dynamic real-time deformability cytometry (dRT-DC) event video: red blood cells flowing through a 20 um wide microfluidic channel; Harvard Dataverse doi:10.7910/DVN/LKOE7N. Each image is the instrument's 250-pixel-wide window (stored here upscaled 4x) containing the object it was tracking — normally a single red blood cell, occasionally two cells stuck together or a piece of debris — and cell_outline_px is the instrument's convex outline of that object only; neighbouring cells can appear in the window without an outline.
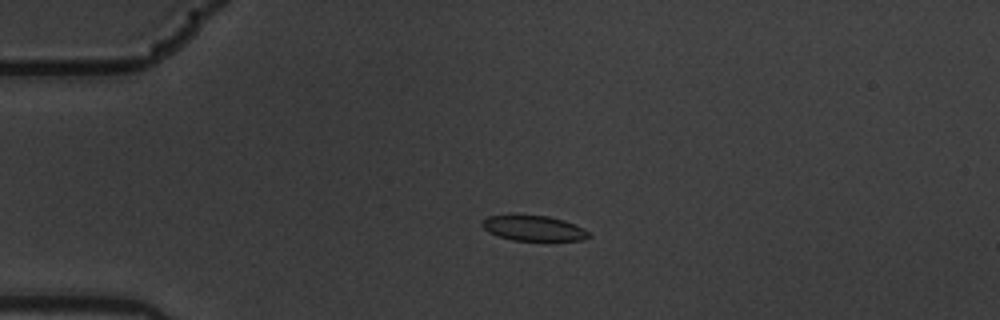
{"species": "common noctule bat (a hibernating species)", "species_latin": "Nyctalus noctula", "temperature_condition": "warm", "stored_images_in_passage": 2, "camera_frame_rate_fps": 3000, "um_per_image_px": 0.085, "animal": {"sex": "male", "body_mass_g": 19.5, "forearm_length_mm": 54.6}, "frame": {"image": 1, "passage_image": 1, "time_ms": 0.0, "image_size_px": [1000, 320], "cell_outline_px": [[592, 236], [584, 240], [512, 240], [488, 232], [480, 224], [488, 216], [512, 212], [516, 212], [548, 216], [564, 220], [584, 228]], "centroid_in_image_um": [45.31, 19.34], "position_along_channel_um": 39.7, "area_um2": 16.3}}